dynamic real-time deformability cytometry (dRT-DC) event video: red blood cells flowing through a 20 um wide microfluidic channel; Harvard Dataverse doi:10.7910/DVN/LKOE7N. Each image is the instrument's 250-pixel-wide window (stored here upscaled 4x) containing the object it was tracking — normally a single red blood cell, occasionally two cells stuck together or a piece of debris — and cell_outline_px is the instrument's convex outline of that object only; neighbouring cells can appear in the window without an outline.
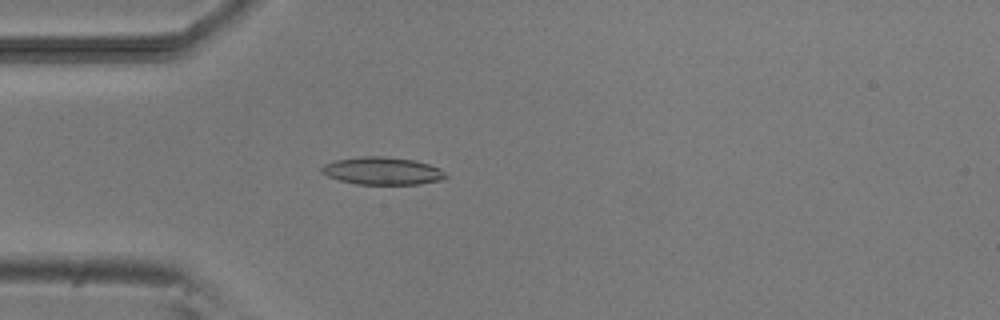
{"species": "common noctule bat (a hibernating species)", "species_latin": "Nyctalus noctula", "temperature_condition": "room temperature", "stored_images_in_passage": 5, "camera_frame_rate_fps": 3000, "um_per_image_px": 0.085, "animal": {"sex": "male", "body_mass_g": 20.5, "forearm_length_mm": 52.5}, "frame": {"image": 1, "passage_image": 5, "time_ms": 4.667, "image_size_px": [1000, 320], "cell_outline_px": [[448, 176], [444, 180], [420, 184], [356, 184], [340, 180], [328, 176], [320, 172], [320, 168], [324, 164], [336, 160], [360, 156], [384, 156], [412, 160], [428, 164], [440, 168]], "centroid_in_image_um": [32.51, 14.53], "position_along_channel_um": 52.5, "area_um2": 20.0}}